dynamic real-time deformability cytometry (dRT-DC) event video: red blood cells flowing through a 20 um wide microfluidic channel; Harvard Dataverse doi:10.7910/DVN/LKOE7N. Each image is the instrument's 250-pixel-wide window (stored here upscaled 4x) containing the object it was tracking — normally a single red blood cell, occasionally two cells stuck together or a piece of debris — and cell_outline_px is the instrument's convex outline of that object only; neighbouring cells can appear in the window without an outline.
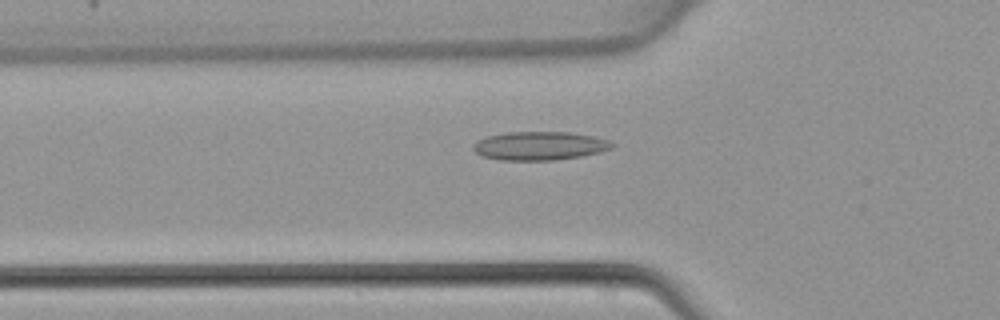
{"species": "common noctule bat (a hibernating species)", "species_latin": "Nyctalus noctula", "temperature_condition": "warm", "stored_images_in_passage": 46, "camera_frame_rate_fps": 3000, "um_per_image_px": 0.085, "animal": {"sex": "female", "body_mass_g": 22.7, "forearm_length_mm": 54.2}, "frame": {"image": 1, "passage_image": 16, "time_ms": 5.0, "image_size_px": [1000, 320], "cell_outline_px": [[616, 144], [612, 148], [600, 152], [580, 156], [556, 160], [500, 160], [484, 156], [476, 152], [472, 148], [472, 144], [476, 140], [488, 136], [508, 132], [568, 132], [592, 136], [608, 140]], "centroid_in_image_um": [45.86, 12.39], "position_along_channel_um": 79.9, "area_um2": 23.06}}
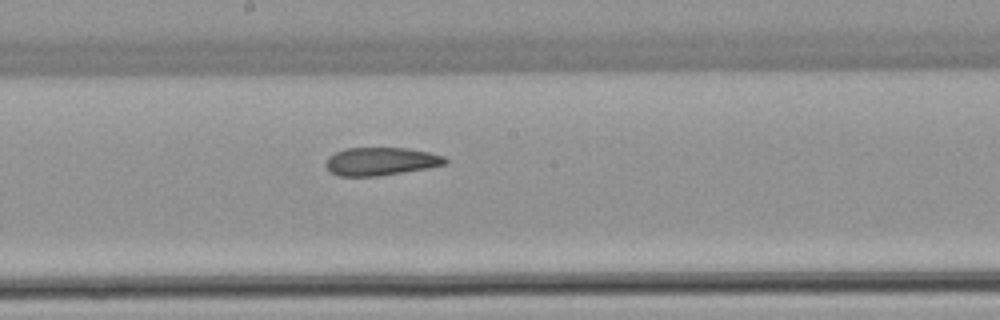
{"frame": {"image": 2, "passage_image": 25, "time_ms": 8.0, "image_size_px": [1000, 320], "cell_outline_px": [[448, 160], [444, 164], [428, 168], [376, 176], [336, 176], [328, 172], [324, 164], [328, 156], [344, 148], [408, 148], [428, 152], [444, 156]], "centroid_in_image_um": [32.3, 13.72], "position_along_channel_um": 215.9, "area_um2": 19.59}}
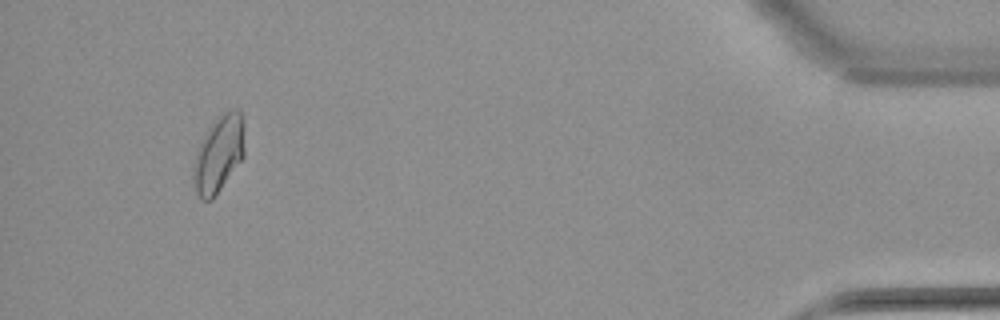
{"frame": {"image": 3, "passage_image": 43, "time_ms": 14.0, "image_size_px": [1000, 320], "cell_outline_px": [[244, 156], [212, 200], [200, 200], [196, 192], [192, 180], [192, 168], [196, 152], [200, 140], [216, 116], [232, 108], [240, 108], [244, 120]], "centroid_in_image_um": [18.58, 13.04], "position_along_channel_um": 416.6, "area_um2": 23.41}}